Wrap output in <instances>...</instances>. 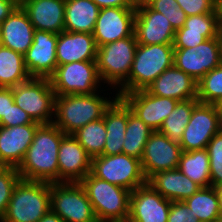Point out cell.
I'll use <instances>...</instances> for the list:
<instances>
[{"mask_svg":"<svg viewBox=\"0 0 222 222\" xmlns=\"http://www.w3.org/2000/svg\"><path fill=\"white\" fill-rule=\"evenodd\" d=\"M65 136L54 123L41 124L17 168L20 178L27 181L59 182L58 152Z\"/></svg>","mask_w":222,"mask_h":222,"instance_id":"6da1fadb","label":"cell"},{"mask_svg":"<svg viewBox=\"0 0 222 222\" xmlns=\"http://www.w3.org/2000/svg\"><path fill=\"white\" fill-rule=\"evenodd\" d=\"M104 96L99 92L56 95L53 123L66 135H72L89 122L103 118L105 110L118 97L115 95L109 100Z\"/></svg>","mask_w":222,"mask_h":222,"instance_id":"7a4b0ae2","label":"cell"},{"mask_svg":"<svg viewBox=\"0 0 222 222\" xmlns=\"http://www.w3.org/2000/svg\"><path fill=\"white\" fill-rule=\"evenodd\" d=\"M173 44H137L128 79L117 89L116 95L145 90L166 69L173 66Z\"/></svg>","mask_w":222,"mask_h":222,"instance_id":"3957f363","label":"cell"},{"mask_svg":"<svg viewBox=\"0 0 222 222\" xmlns=\"http://www.w3.org/2000/svg\"><path fill=\"white\" fill-rule=\"evenodd\" d=\"M84 187L98 222H128L131 191L88 173Z\"/></svg>","mask_w":222,"mask_h":222,"instance_id":"277c9868","label":"cell"},{"mask_svg":"<svg viewBox=\"0 0 222 222\" xmlns=\"http://www.w3.org/2000/svg\"><path fill=\"white\" fill-rule=\"evenodd\" d=\"M50 183L20 179L0 222H38L50 210Z\"/></svg>","mask_w":222,"mask_h":222,"instance_id":"5b68a950","label":"cell"},{"mask_svg":"<svg viewBox=\"0 0 222 222\" xmlns=\"http://www.w3.org/2000/svg\"><path fill=\"white\" fill-rule=\"evenodd\" d=\"M137 39L131 36L97 48V71L101 82L117 89L127 79L134 60Z\"/></svg>","mask_w":222,"mask_h":222,"instance_id":"8992f818","label":"cell"},{"mask_svg":"<svg viewBox=\"0 0 222 222\" xmlns=\"http://www.w3.org/2000/svg\"><path fill=\"white\" fill-rule=\"evenodd\" d=\"M14 103L40 124L53 123L56 94L49 78L31 77L12 88Z\"/></svg>","mask_w":222,"mask_h":222,"instance_id":"52a82bcc","label":"cell"},{"mask_svg":"<svg viewBox=\"0 0 222 222\" xmlns=\"http://www.w3.org/2000/svg\"><path fill=\"white\" fill-rule=\"evenodd\" d=\"M50 210L64 222H98L80 182L50 183Z\"/></svg>","mask_w":222,"mask_h":222,"instance_id":"ba28073f","label":"cell"},{"mask_svg":"<svg viewBox=\"0 0 222 222\" xmlns=\"http://www.w3.org/2000/svg\"><path fill=\"white\" fill-rule=\"evenodd\" d=\"M91 173L130 191L147 183L140 159L123 153L93 157Z\"/></svg>","mask_w":222,"mask_h":222,"instance_id":"9c48e42d","label":"cell"},{"mask_svg":"<svg viewBox=\"0 0 222 222\" xmlns=\"http://www.w3.org/2000/svg\"><path fill=\"white\" fill-rule=\"evenodd\" d=\"M49 79L56 95L101 92L98 90L101 79L96 61H79L57 65L54 74Z\"/></svg>","mask_w":222,"mask_h":222,"instance_id":"30bf717a","label":"cell"},{"mask_svg":"<svg viewBox=\"0 0 222 222\" xmlns=\"http://www.w3.org/2000/svg\"><path fill=\"white\" fill-rule=\"evenodd\" d=\"M222 130V119L216 104L198 103L192 110L179 144L183 151L206 149L209 141Z\"/></svg>","mask_w":222,"mask_h":222,"instance_id":"8fae6325","label":"cell"},{"mask_svg":"<svg viewBox=\"0 0 222 222\" xmlns=\"http://www.w3.org/2000/svg\"><path fill=\"white\" fill-rule=\"evenodd\" d=\"M220 64V36L207 39L195 47L174 49L173 65L188 74L196 82Z\"/></svg>","mask_w":222,"mask_h":222,"instance_id":"7c38bea8","label":"cell"},{"mask_svg":"<svg viewBox=\"0 0 222 222\" xmlns=\"http://www.w3.org/2000/svg\"><path fill=\"white\" fill-rule=\"evenodd\" d=\"M182 148L159 131H154L145 144L141 161L142 170L148 180L156 172L178 167Z\"/></svg>","mask_w":222,"mask_h":222,"instance_id":"4fadbf2b","label":"cell"},{"mask_svg":"<svg viewBox=\"0 0 222 222\" xmlns=\"http://www.w3.org/2000/svg\"><path fill=\"white\" fill-rule=\"evenodd\" d=\"M136 10L132 7H108L100 9L92 33L97 48L134 33Z\"/></svg>","mask_w":222,"mask_h":222,"instance_id":"5bb4252c","label":"cell"},{"mask_svg":"<svg viewBox=\"0 0 222 222\" xmlns=\"http://www.w3.org/2000/svg\"><path fill=\"white\" fill-rule=\"evenodd\" d=\"M121 98L154 131H159L178 102L172 98L150 94L146 89L124 93Z\"/></svg>","mask_w":222,"mask_h":222,"instance_id":"9a60e30c","label":"cell"},{"mask_svg":"<svg viewBox=\"0 0 222 222\" xmlns=\"http://www.w3.org/2000/svg\"><path fill=\"white\" fill-rule=\"evenodd\" d=\"M58 34L35 30L33 43L23 55L26 69L31 77L50 78L58 65L56 43Z\"/></svg>","mask_w":222,"mask_h":222,"instance_id":"2e32d148","label":"cell"},{"mask_svg":"<svg viewBox=\"0 0 222 222\" xmlns=\"http://www.w3.org/2000/svg\"><path fill=\"white\" fill-rule=\"evenodd\" d=\"M171 201L148 182L131 191L128 222H167Z\"/></svg>","mask_w":222,"mask_h":222,"instance_id":"e0dca14e","label":"cell"},{"mask_svg":"<svg viewBox=\"0 0 222 222\" xmlns=\"http://www.w3.org/2000/svg\"><path fill=\"white\" fill-rule=\"evenodd\" d=\"M175 32L170 21L149 5L136 9L134 34L137 44H173Z\"/></svg>","mask_w":222,"mask_h":222,"instance_id":"ac0fdd59","label":"cell"},{"mask_svg":"<svg viewBox=\"0 0 222 222\" xmlns=\"http://www.w3.org/2000/svg\"><path fill=\"white\" fill-rule=\"evenodd\" d=\"M41 124L0 126V165L18 168Z\"/></svg>","mask_w":222,"mask_h":222,"instance_id":"d6986e66","label":"cell"},{"mask_svg":"<svg viewBox=\"0 0 222 222\" xmlns=\"http://www.w3.org/2000/svg\"><path fill=\"white\" fill-rule=\"evenodd\" d=\"M92 157L73 135H66L59 146V182H80L91 172Z\"/></svg>","mask_w":222,"mask_h":222,"instance_id":"ffe728a7","label":"cell"},{"mask_svg":"<svg viewBox=\"0 0 222 222\" xmlns=\"http://www.w3.org/2000/svg\"><path fill=\"white\" fill-rule=\"evenodd\" d=\"M146 90L177 101L197 99V82L174 65L162 72Z\"/></svg>","mask_w":222,"mask_h":222,"instance_id":"44dd1931","label":"cell"},{"mask_svg":"<svg viewBox=\"0 0 222 222\" xmlns=\"http://www.w3.org/2000/svg\"><path fill=\"white\" fill-rule=\"evenodd\" d=\"M58 65L79 61H96L97 46L89 33L62 31L56 43Z\"/></svg>","mask_w":222,"mask_h":222,"instance_id":"7402d4cb","label":"cell"},{"mask_svg":"<svg viewBox=\"0 0 222 222\" xmlns=\"http://www.w3.org/2000/svg\"><path fill=\"white\" fill-rule=\"evenodd\" d=\"M34 31L26 11L17 6L1 23L0 44L24 55L33 43Z\"/></svg>","mask_w":222,"mask_h":222,"instance_id":"603a6c76","label":"cell"},{"mask_svg":"<svg viewBox=\"0 0 222 222\" xmlns=\"http://www.w3.org/2000/svg\"><path fill=\"white\" fill-rule=\"evenodd\" d=\"M21 7L35 30L54 34L64 31L65 0H28Z\"/></svg>","mask_w":222,"mask_h":222,"instance_id":"cb8c5ba5","label":"cell"},{"mask_svg":"<svg viewBox=\"0 0 222 222\" xmlns=\"http://www.w3.org/2000/svg\"><path fill=\"white\" fill-rule=\"evenodd\" d=\"M147 182L171 202L185 201L201 188L178 168L156 172Z\"/></svg>","mask_w":222,"mask_h":222,"instance_id":"d4e9b609","label":"cell"},{"mask_svg":"<svg viewBox=\"0 0 222 222\" xmlns=\"http://www.w3.org/2000/svg\"><path fill=\"white\" fill-rule=\"evenodd\" d=\"M107 130L103 155L122 154L125 131L128 121V105L117 97L103 115Z\"/></svg>","mask_w":222,"mask_h":222,"instance_id":"484cf974","label":"cell"},{"mask_svg":"<svg viewBox=\"0 0 222 222\" xmlns=\"http://www.w3.org/2000/svg\"><path fill=\"white\" fill-rule=\"evenodd\" d=\"M99 12L93 0H65L64 31L92 34Z\"/></svg>","mask_w":222,"mask_h":222,"instance_id":"4316f807","label":"cell"},{"mask_svg":"<svg viewBox=\"0 0 222 222\" xmlns=\"http://www.w3.org/2000/svg\"><path fill=\"white\" fill-rule=\"evenodd\" d=\"M30 78L23 55L0 44V87L13 88Z\"/></svg>","mask_w":222,"mask_h":222,"instance_id":"83f0119b","label":"cell"},{"mask_svg":"<svg viewBox=\"0 0 222 222\" xmlns=\"http://www.w3.org/2000/svg\"><path fill=\"white\" fill-rule=\"evenodd\" d=\"M177 168L201 188L211 186L207 149L183 151Z\"/></svg>","mask_w":222,"mask_h":222,"instance_id":"f1b7e54d","label":"cell"},{"mask_svg":"<svg viewBox=\"0 0 222 222\" xmlns=\"http://www.w3.org/2000/svg\"><path fill=\"white\" fill-rule=\"evenodd\" d=\"M184 202L199 222H216L222 218L218 195L212 186L200 188Z\"/></svg>","mask_w":222,"mask_h":222,"instance_id":"f546056e","label":"cell"},{"mask_svg":"<svg viewBox=\"0 0 222 222\" xmlns=\"http://www.w3.org/2000/svg\"><path fill=\"white\" fill-rule=\"evenodd\" d=\"M154 132L128 106V121L122 153L141 159L149 136Z\"/></svg>","mask_w":222,"mask_h":222,"instance_id":"4dcf8cb0","label":"cell"},{"mask_svg":"<svg viewBox=\"0 0 222 222\" xmlns=\"http://www.w3.org/2000/svg\"><path fill=\"white\" fill-rule=\"evenodd\" d=\"M198 103V99L178 101L175 108L164 120L159 132L179 143L191 118L192 110Z\"/></svg>","mask_w":222,"mask_h":222,"instance_id":"1f68e13d","label":"cell"},{"mask_svg":"<svg viewBox=\"0 0 222 222\" xmlns=\"http://www.w3.org/2000/svg\"><path fill=\"white\" fill-rule=\"evenodd\" d=\"M72 135L92 158L103 155L107 135L103 118L89 122Z\"/></svg>","mask_w":222,"mask_h":222,"instance_id":"d6a6232c","label":"cell"},{"mask_svg":"<svg viewBox=\"0 0 222 222\" xmlns=\"http://www.w3.org/2000/svg\"><path fill=\"white\" fill-rule=\"evenodd\" d=\"M197 99L204 104H217L222 100V64L197 82Z\"/></svg>","mask_w":222,"mask_h":222,"instance_id":"836d02e7","label":"cell"},{"mask_svg":"<svg viewBox=\"0 0 222 222\" xmlns=\"http://www.w3.org/2000/svg\"><path fill=\"white\" fill-rule=\"evenodd\" d=\"M210 163L211 186L222 185V130L207 145Z\"/></svg>","mask_w":222,"mask_h":222,"instance_id":"e575fe53","label":"cell"},{"mask_svg":"<svg viewBox=\"0 0 222 222\" xmlns=\"http://www.w3.org/2000/svg\"><path fill=\"white\" fill-rule=\"evenodd\" d=\"M221 31H195L184 26L175 32L174 49H186L195 47L207 39L220 36Z\"/></svg>","mask_w":222,"mask_h":222,"instance_id":"d590c367","label":"cell"},{"mask_svg":"<svg viewBox=\"0 0 222 222\" xmlns=\"http://www.w3.org/2000/svg\"><path fill=\"white\" fill-rule=\"evenodd\" d=\"M20 179V174L17 171V168H0V220L6 212L14 186Z\"/></svg>","mask_w":222,"mask_h":222,"instance_id":"8d00e7d4","label":"cell"},{"mask_svg":"<svg viewBox=\"0 0 222 222\" xmlns=\"http://www.w3.org/2000/svg\"><path fill=\"white\" fill-rule=\"evenodd\" d=\"M149 6L162 13L170 21L175 31L184 26L187 16L176 0H152Z\"/></svg>","mask_w":222,"mask_h":222,"instance_id":"74e56055","label":"cell"},{"mask_svg":"<svg viewBox=\"0 0 222 222\" xmlns=\"http://www.w3.org/2000/svg\"><path fill=\"white\" fill-rule=\"evenodd\" d=\"M184 27L195 31H221L220 13L188 16Z\"/></svg>","mask_w":222,"mask_h":222,"instance_id":"f35d334b","label":"cell"},{"mask_svg":"<svg viewBox=\"0 0 222 222\" xmlns=\"http://www.w3.org/2000/svg\"><path fill=\"white\" fill-rule=\"evenodd\" d=\"M186 16L219 13L216 0H176Z\"/></svg>","mask_w":222,"mask_h":222,"instance_id":"ab89813d","label":"cell"},{"mask_svg":"<svg viewBox=\"0 0 222 222\" xmlns=\"http://www.w3.org/2000/svg\"><path fill=\"white\" fill-rule=\"evenodd\" d=\"M25 124H40L35 122L30 115H28L23 109L16 104L10 105L7 116L0 120V126L15 127Z\"/></svg>","mask_w":222,"mask_h":222,"instance_id":"60d3db41","label":"cell"},{"mask_svg":"<svg viewBox=\"0 0 222 222\" xmlns=\"http://www.w3.org/2000/svg\"><path fill=\"white\" fill-rule=\"evenodd\" d=\"M167 222H199L184 201H173L170 205Z\"/></svg>","mask_w":222,"mask_h":222,"instance_id":"b9f144b4","label":"cell"},{"mask_svg":"<svg viewBox=\"0 0 222 222\" xmlns=\"http://www.w3.org/2000/svg\"><path fill=\"white\" fill-rule=\"evenodd\" d=\"M12 88L0 87V120L7 116L10 105H14Z\"/></svg>","mask_w":222,"mask_h":222,"instance_id":"7bdbcfd3","label":"cell"},{"mask_svg":"<svg viewBox=\"0 0 222 222\" xmlns=\"http://www.w3.org/2000/svg\"><path fill=\"white\" fill-rule=\"evenodd\" d=\"M17 6L14 0H0V23H2Z\"/></svg>","mask_w":222,"mask_h":222,"instance_id":"ee69618b","label":"cell"},{"mask_svg":"<svg viewBox=\"0 0 222 222\" xmlns=\"http://www.w3.org/2000/svg\"><path fill=\"white\" fill-rule=\"evenodd\" d=\"M93 1L100 9L108 7H131L129 0H93Z\"/></svg>","mask_w":222,"mask_h":222,"instance_id":"f6af8a7d","label":"cell"},{"mask_svg":"<svg viewBox=\"0 0 222 222\" xmlns=\"http://www.w3.org/2000/svg\"><path fill=\"white\" fill-rule=\"evenodd\" d=\"M38 222H64L56 213L49 210Z\"/></svg>","mask_w":222,"mask_h":222,"instance_id":"bcb514c9","label":"cell"},{"mask_svg":"<svg viewBox=\"0 0 222 222\" xmlns=\"http://www.w3.org/2000/svg\"><path fill=\"white\" fill-rule=\"evenodd\" d=\"M129 1L131 4V7L136 10L144 6H148L152 0H129Z\"/></svg>","mask_w":222,"mask_h":222,"instance_id":"7dc6e473","label":"cell"},{"mask_svg":"<svg viewBox=\"0 0 222 222\" xmlns=\"http://www.w3.org/2000/svg\"><path fill=\"white\" fill-rule=\"evenodd\" d=\"M217 195H218V199H219V206H220V211H221V216H222V185L214 187Z\"/></svg>","mask_w":222,"mask_h":222,"instance_id":"c3c4849f","label":"cell"},{"mask_svg":"<svg viewBox=\"0 0 222 222\" xmlns=\"http://www.w3.org/2000/svg\"><path fill=\"white\" fill-rule=\"evenodd\" d=\"M218 10L220 13L221 27H222V0L218 2Z\"/></svg>","mask_w":222,"mask_h":222,"instance_id":"681fc988","label":"cell"},{"mask_svg":"<svg viewBox=\"0 0 222 222\" xmlns=\"http://www.w3.org/2000/svg\"><path fill=\"white\" fill-rule=\"evenodd\" d=\"M216 105L218 107L219 114H220L221 119H222V100H220Z\"/></svg>","mask_w":222,"mask_h":222,"instance_id":"f907efd6","label":"cell"},{"mask_svg":"<svg viewBox=\"0 0 222 222\" xmlns=\"http://www.w3.org/2000/svg\"><path fill=\"white\" fill-rule=\"evenodd\" d=\"M15 1V3L18 5V6H21V5H23L26 1H28V0H14Z\"/></svg>","mask_w":222,"mask_h":222,"instance_id":"816d5d0a","label":"cell"},{"mask_svg":"<svg viewBox=\"0 0 222 222\" xmlns=\"http://www.w3.org/2000/svg\"><path fill=\"white\" fill-rule=\"evenodd\" d=\"M220 41H221V64H222V29L220 32Z\"/></svg>","mask_w":222,"mask_h":222,"instance_id":"f5cc1de1","label":"cell"}]
</instances>
